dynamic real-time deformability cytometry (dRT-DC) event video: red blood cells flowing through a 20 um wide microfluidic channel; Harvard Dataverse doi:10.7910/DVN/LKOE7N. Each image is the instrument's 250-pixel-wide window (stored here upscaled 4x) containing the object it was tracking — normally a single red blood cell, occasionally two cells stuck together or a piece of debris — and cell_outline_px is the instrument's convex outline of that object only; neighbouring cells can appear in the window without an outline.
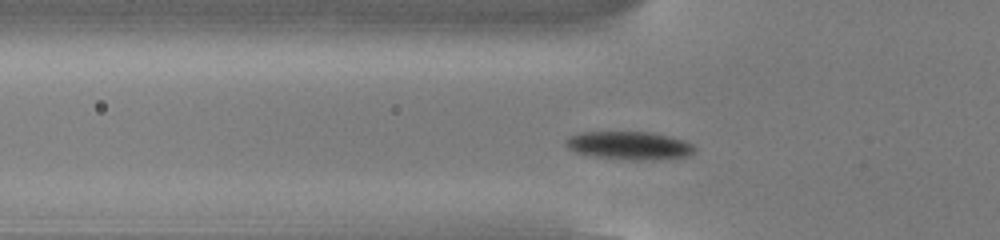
{"species": "common noctule bat (a hibernating species)", "species_latin": "Nyctalus noctula", "temperature_condition": "cold", "stored_images_in_passage": 46, "camera_frame_rate_fps": 3000, "um_per_image_px": 0.085, "animal": {"sex": "male", "body_mass_g": 13.0, "forearm_length_mm": 53.1}, "frame": {"image": 1, "passage_image": 10, "time_ms": 3.0, "image_size_px": [1000, 240], "cell_outline_px": [[696, 152], [688, 156], [640, 160], [632, 160], [596, 156], [576, 152], [568, 148], [564, 144], [564, 140], [568, 136], [580, 132], [652, 132], [684, 140], [692, 144], [696, 148]], "centroid_in_image_um": [53.47, 12.35], "position_along_channel_um": 72.3, "area_um2": 21.04}}
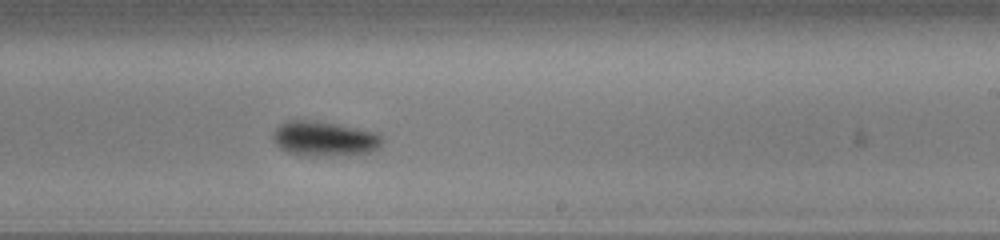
{"frame": {"image": 2, "passage_image": 25, "time_ms": 8.0, "image_size_px": [1000, 240], "cell_outline_px": [[384, 140], [380, 148], [372, 152], [356, 156], [300, 156], [288, 152], [280, 148], [276, 144], [272, 136], [272, 132], [284, 120], [312, 120], [336, 124], [376, 132]], "centroid_in_image_um": [27.59, 11.82], "position_along_channel_um": 261.4, "area_um2": 22.83}}
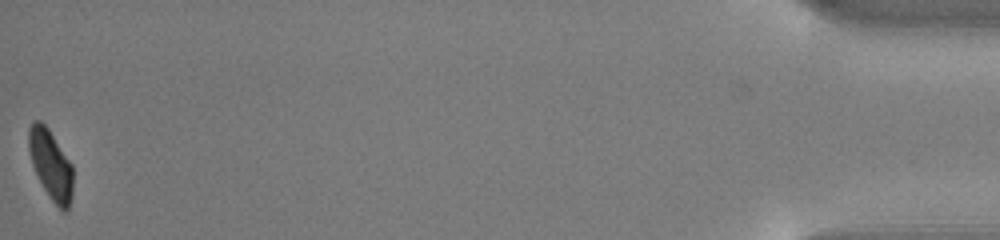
{"frame": {"image": 3, "passage_image": 46, "time_ms": 15.0, "image_size_px": [1000, 240], "cell_outline_px": [[72, 196], [68, 208], [64, 212], [48, 196], [32, 164], [28, 152], [28, 128], [32, 120], [40, 120], [48, 128], [72, 164]], "centroid_in_image_um": [4.29, 13.95], "position_along_channel_um": 430.9, "area_um2": 17.86}, "authors_computed_cell_mechanics": {"area_um2": 20.7213, "velocity_mm_per_s": 3.7928, "shape_relaxation_time_tau1_ms": 1.3053, "shape_relaxation_time_tau2_ms": null, "deformation_change_tau1": 0.1245, "deformation_change_tau2": null}}